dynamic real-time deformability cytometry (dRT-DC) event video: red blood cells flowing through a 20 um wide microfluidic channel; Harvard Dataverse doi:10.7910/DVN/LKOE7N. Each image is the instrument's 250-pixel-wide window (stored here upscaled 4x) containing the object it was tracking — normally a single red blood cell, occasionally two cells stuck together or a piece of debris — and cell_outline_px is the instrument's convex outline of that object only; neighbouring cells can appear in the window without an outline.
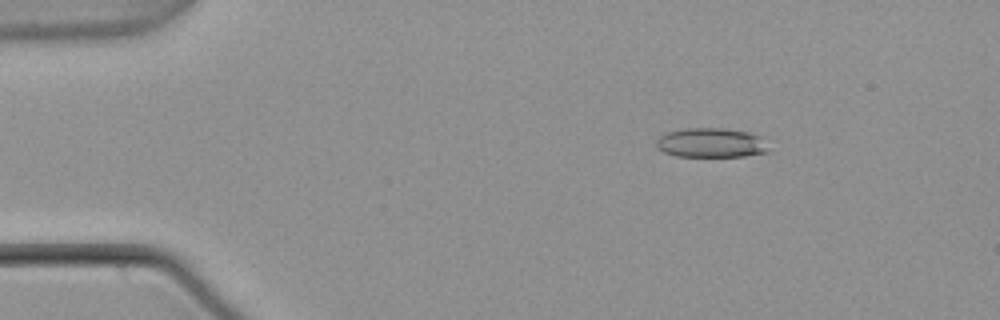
{"species": "common noctule bat (a hibernating species)", "species_latin": "Nyctalus noctula", "temperature_condition": "warm", "stored_images_in_passage": 55, "camera_frame_rate_fps": 3000, "um_per_image_px": 0.085, "animal": {"sex": "male", "body_mass_g": 21.5, "forearm_length_mm": 52.0}, "frame": {"image": 1, "passage_image": 9, "time_ms": 2.667, "image_size_px": [1000, 320], "cell_outline_px": [[768, 152], [744, 156], [676, 156], [664, 152], [656, 144], [656, 140], [660, 136], [668, 132], [684, 128], [724, 128], [748, 132], [760, 136]], "centroid_in_image_um": [60.41, 12.13], "position_along_channel_um": 24.6, "area_um2": 19.02}}
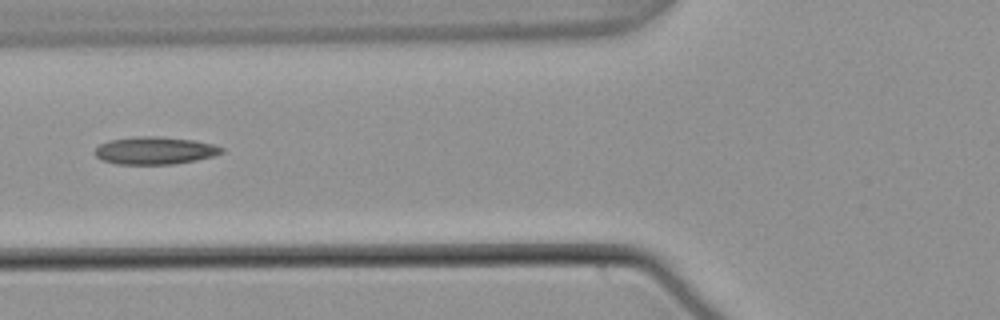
{"frame": {"image": 2, "passage_image": 22, "time_ms": 7.0, "image_size_px": [1000, 320], "cell_outline_px": [[224, 152], [212, 156], [196, 160], [172, 164], [116, 164], [100, 160], [92, 152], [100, 144], [108, 140], [136, 136], [160, 136], [196, 140], [212, 144], [224, 148]], "centroid_in_image_um": [13.12, 12.79], "position_along_channel_um": 112.7, "area_um2": 20.58}}
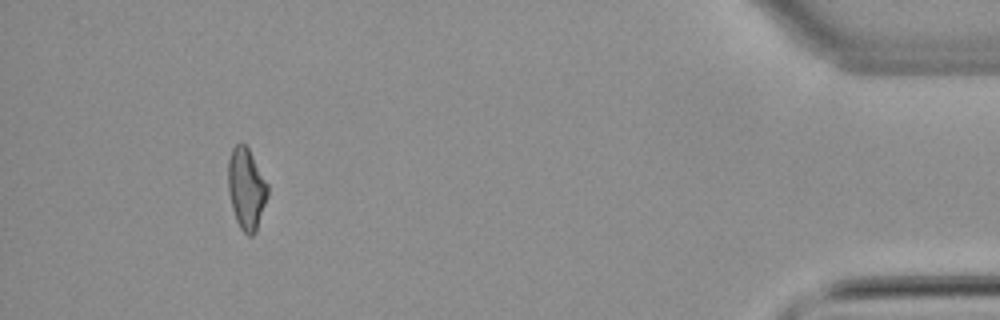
{"frame": {"image": 3, "passage_image": 51, "time_ms": 16.667, "image_size_px": [1000, 320], "cell_outline_px": [[268, 196], [256, 232], [252, 236], [248, 236], [240, 228], [236, 220], [232, 208], [228, 192], [228, 160], [232, 148], [240, 140], [248, 148], [268, 184]], "centroid_in_image_um": [20.93, 16.04], "position_along_channel_um": 414.3, "area_um2": 18.9}, "authors_computed_cell_mechanics": {"area_um2": 19.4208, "velocity_mm_per_s": 3.7979, "shape_relaxation_time_tau1_ms": null, "shape_relaxation_time_tau2_ms": 4.261, "deformation_change_tau1": null, "deformation_change_tau2": 0.149}}